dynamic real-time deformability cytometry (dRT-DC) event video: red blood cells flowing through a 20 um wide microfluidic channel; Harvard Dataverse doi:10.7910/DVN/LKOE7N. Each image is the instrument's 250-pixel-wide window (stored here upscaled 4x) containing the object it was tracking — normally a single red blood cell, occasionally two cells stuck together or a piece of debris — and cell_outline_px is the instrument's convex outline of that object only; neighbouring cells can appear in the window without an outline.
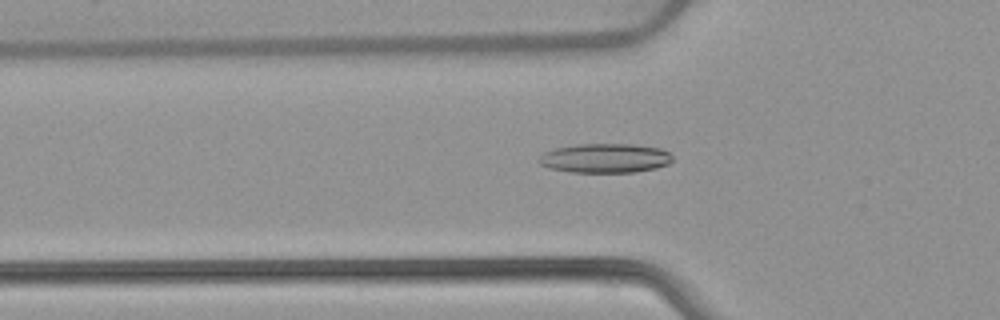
{"species": "common noctule bat (a hibernating species)", "species_latin": "Nyctalus noctula", "temperature_condition": "warm", "stored_images_in_passage": 53, "camera_frame_rate_fps": 3000, "um_per_image_px": 0.085, "animal": {"sex": "female", "body_mass_g": 22.7, "forearm_length_mm": 54.2}, "frame": {"image": 1, "passage_image": 18, "time_ms": 5.667, "image_size_px": [1000, 320], "cell_outline_px": [[672, 160], [668, 164], [656, 168], [632, 172], [568, 172], [548, 168], [540, 164], [536, 160], [544, 152], [556, 148], [576, 144], [632, 144], [660, 148], [668, 152], [672, 156]], "centroid_in_image_um": [51.4, 13.44], "position_along_channel_um": 74.4, "area_um2": 22.89}}
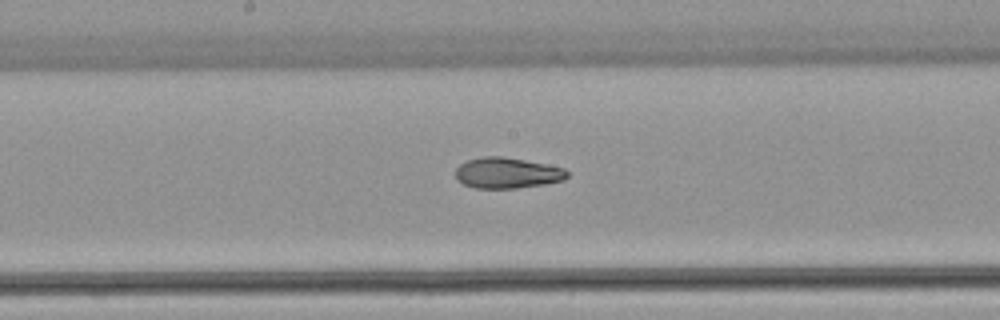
{"frame": {"image": 2, "passage_image": 28, "time_ms": 9.0, "image_size_px": [1000, 320], "cell_outline_px": [[568, 176], [564, 180], [544, 184], [516, 188], [476, 188], [464, 184], [456, 180], [456, 168], [460, 164], [468, 160], [484, 156], [500, 156], [524, 160], [564, 168], [568, 172]], "centroid_in_image_um": [43.09, 14.7], "position_along_channel_um": 205.1, "area_um2": 19.88}}
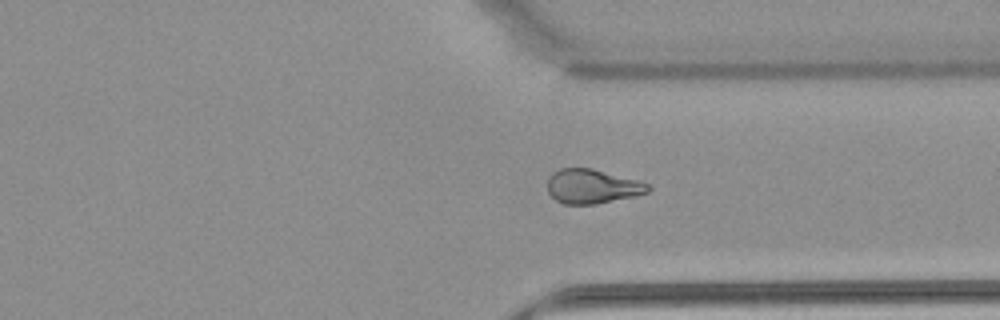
{"frame": {"image": 3, "passage_image": 40, "time_ms": 13.0, "image_size_px": [1000, 320], "cell_outline_px": [[652, 188], [648, 192], [636, 196], [596, 204], [564, 204], [556, 200], [548, 192], [548, 176], [552, 172], [560, 168], [592, 168], [640, 180], [648, 184]], "centroid_in_image_um": [50.36, 15.83], "position_along_channel_um": 361.0, "area_um2": 20.35}, "authors_computed_cell_mechanics": {"area_um2": 21.5016, "velocity_mm_per_s": 3.9006, "shape_relaxation_time_tau1_ms": null, "shape_relaxation_time_tau2_ms": 3.3532, "deformation_change_tau1": null, "deformation_change_tau2": 0.1067}}